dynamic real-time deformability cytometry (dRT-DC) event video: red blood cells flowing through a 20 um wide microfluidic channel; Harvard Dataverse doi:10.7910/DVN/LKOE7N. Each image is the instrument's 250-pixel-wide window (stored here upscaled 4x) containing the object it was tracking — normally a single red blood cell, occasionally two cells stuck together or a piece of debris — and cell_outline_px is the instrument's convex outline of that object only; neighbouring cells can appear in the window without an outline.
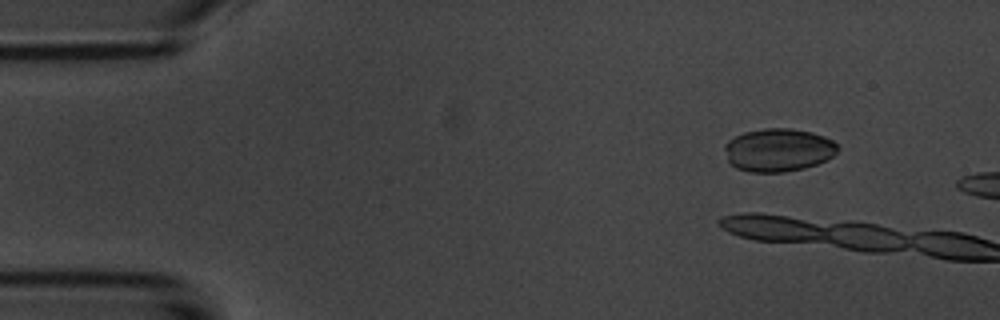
{"species": "common noctule bat (a hibernating species)", "species_latin": "Nyctalus noctula", "temperature_condition": "room temperature", "stored_images_in_passage": 2, "camera_frame_rate_fps": 3000, "um_per_image_px": 0.085, "animal": {"sex": "male", "body_mass_g": 20.1, "forearm_length_mm": 53.5}, "frame": {"image": 1, "passage_image": 2, "time_ms": 1.333, "image_size_px": [1000, 320], "cell_outline_px": [[840, 148], [828, 160], [804, 168], [784, 172], [748, 172], [736, 168], [728, 164], [724, 148], [724, 144], [728, 140], [744, 132], [764, 128], [792, 128], [812, 132], [824, 136], [832, 140]], "centroid_in_image_um": [66.14, 12.75], "position_along_channel_um": 18.9, "area_um2": 28.73}}